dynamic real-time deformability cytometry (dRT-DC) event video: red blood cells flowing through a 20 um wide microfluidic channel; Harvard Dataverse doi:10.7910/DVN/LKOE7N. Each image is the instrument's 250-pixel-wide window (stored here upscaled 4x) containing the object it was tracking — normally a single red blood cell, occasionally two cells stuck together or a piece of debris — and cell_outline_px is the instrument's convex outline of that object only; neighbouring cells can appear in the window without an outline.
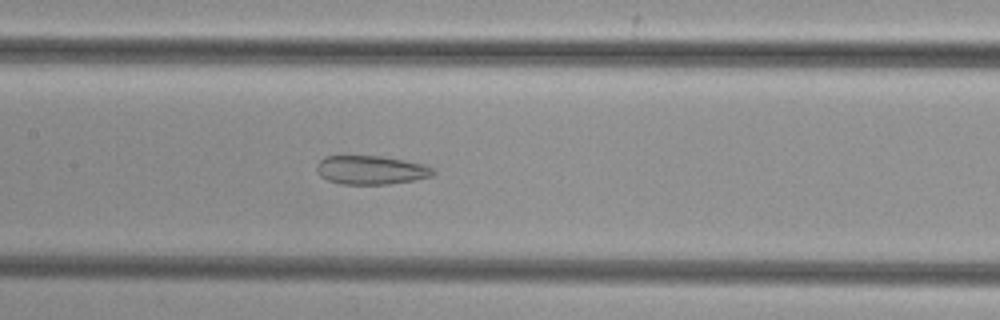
{"species": "common noctule bat (a hibernating species)", "species_latin": "Nyctalus noctula", "temperature_condition": "cold", "stored_images_in_passage": 49, "camera_frame_rate_fps": 3000, "um_per_image_px": 0.085, "animal": {"sex": "female", "body_mass_g": 29.2, "forearm_length_mm": 56.3}, "frame": {"image": 1, "passage_image": 23, "time_ms": 7.333, "image_size_px": [1000, 320], "cell_outline_px": [[436, 172], [432, 176], [412, 180], [388, 184], [340, 184], [328, 180], [320, 176], [316, 172], [316, 164], [324, 156], [384, 156], [424, 164], [432, 168]], "centroid_in_image_um": [31.5, 14.44], "position_along_channel_um": 175.9, "area_um2": 19.59}}
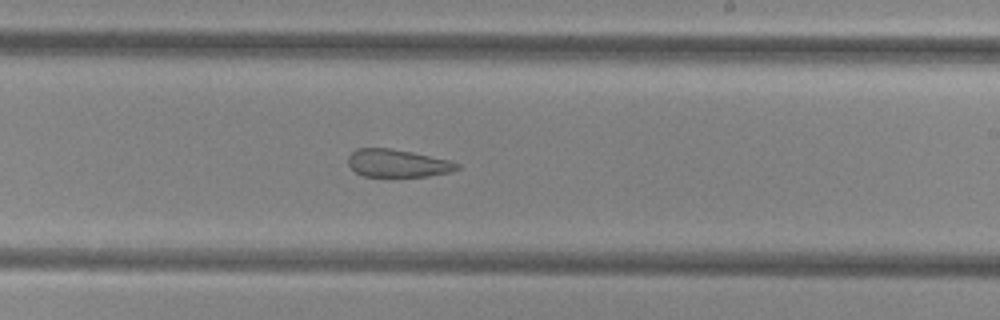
{"frame": {"image": 2, "passage_image": 29, "time_ms": 9.333, "image_size_px": [1000, 320], "cell_outline_px": [[460, 168], [452, 172], [428, 176], [364, 176], [356, 172], [348, 164], [348, 156], [356, 148], [388, 148], [412, 152], [452, 160], [460, 164]], "centroid_in_image_um": [33.84, 13.87], "position_along_channel_um": 255.2, "area_um2": 17.69}}
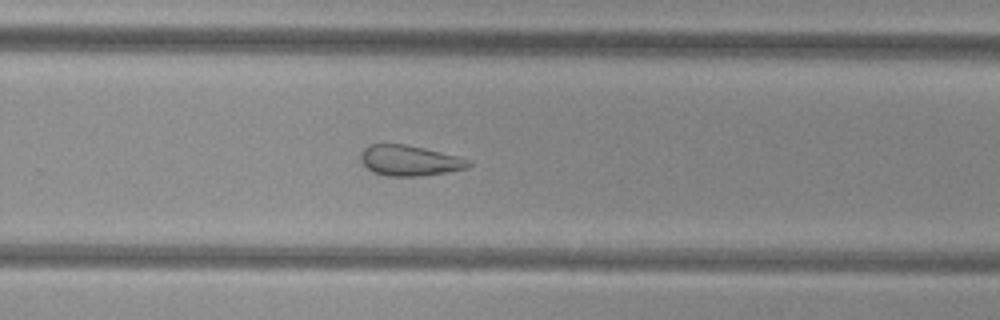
{"frame": {"image": 3, "passage_image": 32, "time_ms": 10.333, "image_size_px": [1000, 320], "cell_outline_px": [[472, 164], [468, 168], [448, 172], [420, 176], [388, 176], [372, 172], [360, 160], [360, 152], [368, 144], [404, 144], [424, 148], [472, 160]], "centroid_in_image_um": [34.81, 13.65], "position_along_channel_um": 295.0, "area_um2": 19.25}}